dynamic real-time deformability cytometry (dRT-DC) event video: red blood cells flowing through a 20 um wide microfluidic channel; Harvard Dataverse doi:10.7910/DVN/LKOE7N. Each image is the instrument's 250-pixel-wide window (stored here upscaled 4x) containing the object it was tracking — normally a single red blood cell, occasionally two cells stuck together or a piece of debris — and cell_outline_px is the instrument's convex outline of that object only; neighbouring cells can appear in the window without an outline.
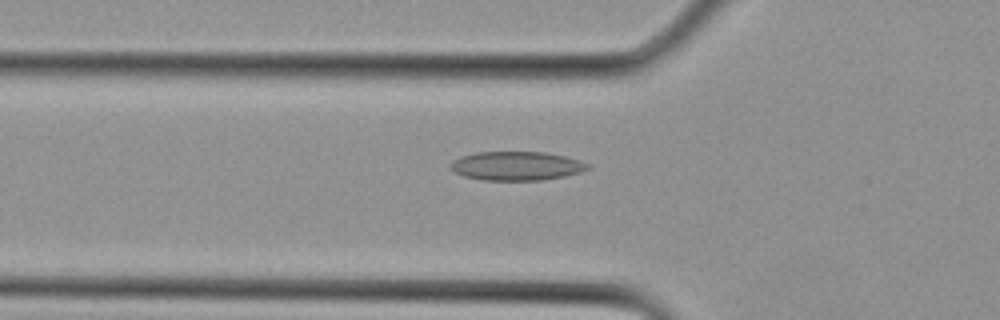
{"species": "Egyptian fruit bat (a non-hibernating species)", "species_latin": "Rousettus aegyptiacus", "temperature_condition": "cold", "stored_images_in_passage": 16, "camera_frame_rate_fps": 3000, "um_per_image_px": 0.085, "animal": {"sex": "female"}, "frame": {"image": 1, "passage_image": 6, "time_ms": 1.667, "image_size_px": [1000, 320], "cell_outline_px": [[592, 168], [580, 172], [564, 176], [544, 180], [484, 180], [464, 176], [448, 168], [448, 164], [452, 160], [460, 156], [476, 152], [544, 152], [564, 156], [580, 160], [592, 164]], "centroid_in_image_um": [43.91, 14.1], "position_along_channel_um": 81.9, "area_um2": 23.35}}
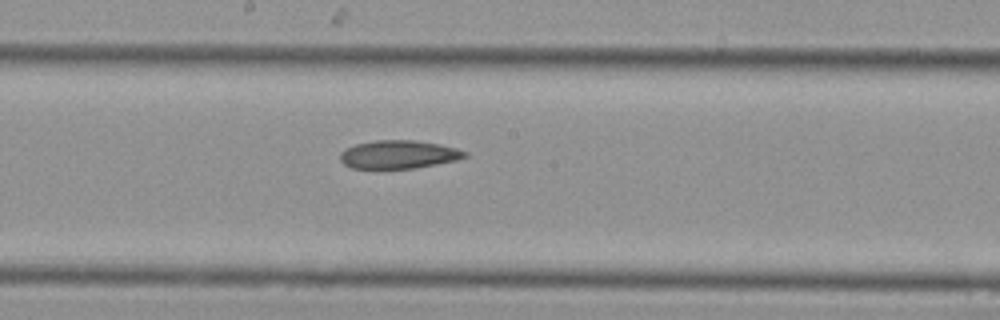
{"frame": {"image": 2, "passage_image": 12, "time_ms": 3.667, "image_size_px": [1000, 320], "cell_outline_px": [[468, 156], [456, 160], [416, 168], [384, 172], [352, 168], [344, 164], [340, 160], [340, 152], [344, 148], [356, 144], [376, 140], [416, 140], [440, 144], [456, 148], [468, 152]], "centroid_in_image_um": [33.83, 13.18], "position_along_channel_um": 214.4, "area_um2": 21.5}}
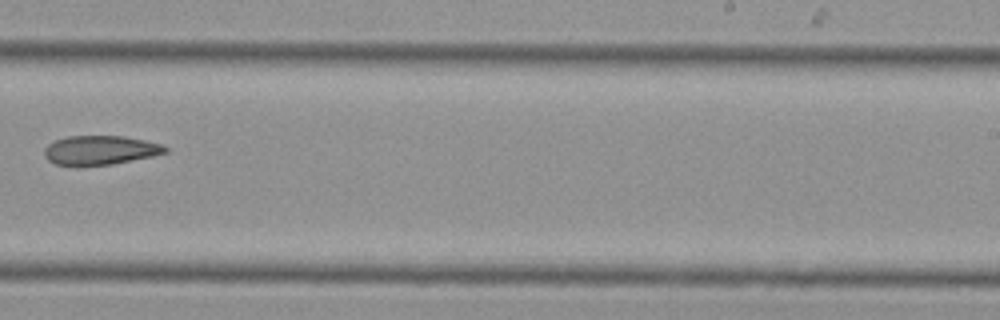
{"frame": {"image": 3, "passage_image": 15, "time_ms": 4.667, "image_size_px": [1000, 320], "cell_outline_px": [[168, 152], [152, 156], [112, 164], [56, 164], [48, 160], [44, 156], [44, 148], [48, 144], [56, 140], [68, 136], [124, 136], [144, 140], [160, 144], [168, 148]], "centroid_in_image_um": [8.52, 12.74], "position_along_channel_um": 280.5, "area_um2": 20.11}}